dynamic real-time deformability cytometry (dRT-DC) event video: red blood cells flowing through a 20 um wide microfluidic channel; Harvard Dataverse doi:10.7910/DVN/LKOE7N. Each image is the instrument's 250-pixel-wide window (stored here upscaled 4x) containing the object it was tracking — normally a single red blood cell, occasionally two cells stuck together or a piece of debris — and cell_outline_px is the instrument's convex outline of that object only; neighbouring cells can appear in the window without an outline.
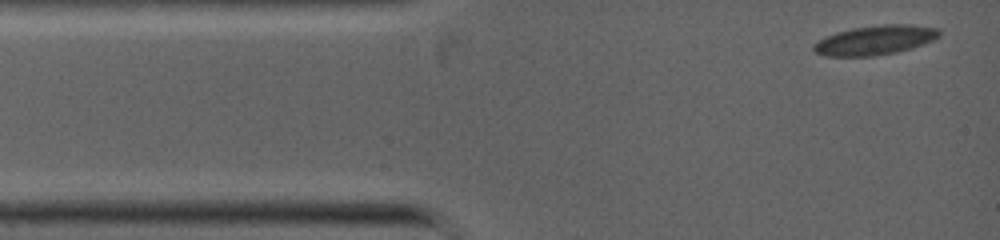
{"species": "common noctule bat (a hibernating species)", "species_latin": "Nyctalus noctula", "temperature_condition": "warm", "stored_images_in_passage": 2, "camera_frame_rate_fps": 5000, "um_per_image_px": 0.085, "animal": {"sex": "female", "body_mass_g": 19.0, "forearm_length_mm": 53.3}, "frame": {"image": 1, "passage_image": 2, "time_ms": 0.4, "image_size_px": [1000, 240], "cell_outline_px": [[940, 36], [924, 44], [912, 48], [896, 52], [872, 56], [824, 56], [816, 52], [812, 48], [812, 44], [836, 32], [852, 28], [884, 24], [912, 24], [940, 28]], "centroid_in_image_um": [74.42, 3.4], "position_along_channel_um": 10.6, "area_um2": 21.56}}